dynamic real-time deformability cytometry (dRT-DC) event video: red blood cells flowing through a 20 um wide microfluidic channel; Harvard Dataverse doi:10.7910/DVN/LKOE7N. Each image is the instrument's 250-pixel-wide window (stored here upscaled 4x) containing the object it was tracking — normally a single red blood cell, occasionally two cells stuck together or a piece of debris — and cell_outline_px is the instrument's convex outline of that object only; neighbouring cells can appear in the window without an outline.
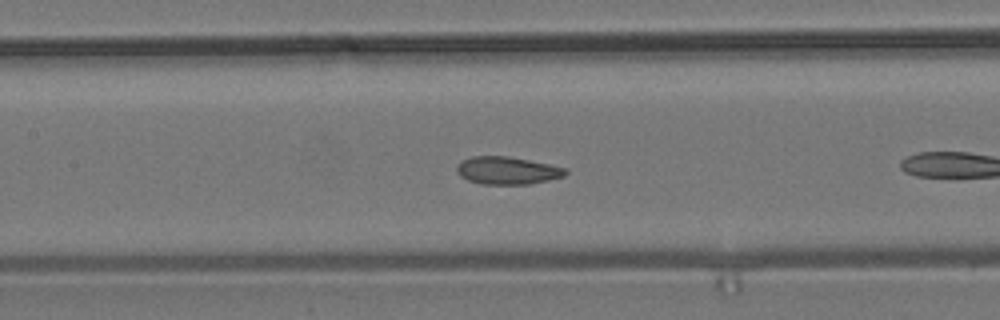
{"species": "common noctule bat (a hibernating species)", "species_latin": "Nyctalus noctula", "temperature_condition": "room temperature", "stored_images_in_passage": 30, "camera_frame_rate_fps": 3000, "um_per_image_px": 0.085, "animal": {"sex": "male", "body_mass_g": 19.2, "forearm_length_mm": 51.8}, "frame": {"image": 1, "passage_image": 10, "time_ms": 3.0, "image_size_px": [1000, 320], "cell_outline_px": [[568, 172], [564, 176], [548, 180], [528, 184], [480, 184], [468, 180], [460, 176], [456, 168], [464, 160], [472, 156], [508, 156], [568, 168]], "centroid_in_image_um": [43.14, 14.5], "position_along_channel_um": 164.3, "area_um2": 17.34}}